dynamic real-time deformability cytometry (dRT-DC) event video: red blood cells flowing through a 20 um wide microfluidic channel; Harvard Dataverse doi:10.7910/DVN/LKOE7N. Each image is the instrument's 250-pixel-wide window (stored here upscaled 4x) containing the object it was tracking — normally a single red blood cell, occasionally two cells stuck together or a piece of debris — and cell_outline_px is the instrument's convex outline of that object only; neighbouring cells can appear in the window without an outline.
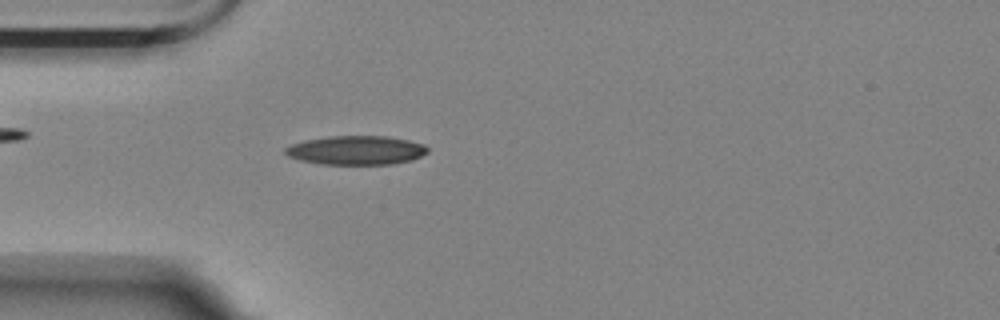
{"species": "Egyptian fruit bat (a non-hibernating species)", "species_latin": "Rousettus aegyptiacus", "temperature_condition": "room temperature", "stored_images_in_passage": 45, "camera_frame_rate_fps": 3000, "um_per_image_px": 0.085, "animal": {"sex": "female"}, "frame": {"image": 1, "passage_image": 5, "time_ms": 1.333, "image_size_px": [1000, 320], "cell_outline_px": [[428, 152], [412, 160], [392, 164], [320, 164], [300, 160], [288, 156], [284, 152], [284, 148], [292, 144], [304, 140], [328, 136], [384, 136], [408, 140], [424, 144], [428, 148]], "centroid_in_image_um": [30.26, 12.77], "position_along_channel_um": 54.7, "area_um2": 24.04}}
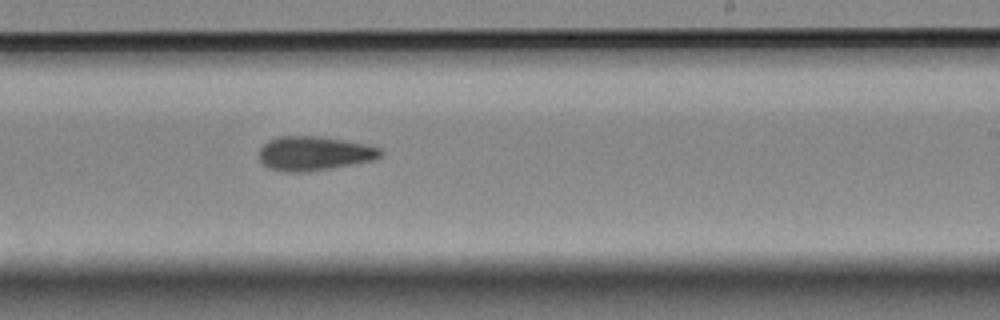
{"frame": {"image": 2, "passage_image": 23, "time_ms": 7.333, "image_size_px": [1000, 320], "cell_outline_px": [[384, 152], [376, 160], [304, 172], [284, 172], [268, 168], [260, 160], [260, 148], [268, 140], [276, 136], [316, 136], [364, 144], [380, 148]], "centroid_in_image_um": [26.68, 13.04], "position_along_channel_um": 262.3, "area_um2": 23.99}}
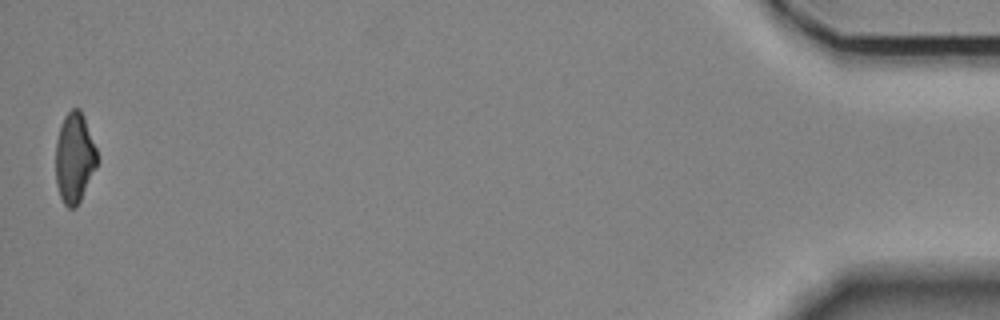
{"frame": {"image": 3, "passage_image": 45, "time_ms": 14.667, "image_size_px": [1000, 320], "cell_outline_px": [[100, 160], [76, 208], [68, 208], [64, 204], [60, 196], [56, 184], [56, 140], [60, 124], [64, 116], [72, 108], [80, 108], [84, 116], [96, 148]], "centroid_in_image_um": [6.34, 13.4], "position_along_channel_um": 428.9, "area_um2": 22.02}, "authors_computed_cell_mechanics": {"area_um2": 23.409, "velocity_mm_per_s": 3.5316, "shape_relaxation_time_tau1_ms": null, "shape_relaxation_time_tau2_ms": 4.5002, "deformation_change_tau1": null, "deformation_change_tau2": 0.1303}}